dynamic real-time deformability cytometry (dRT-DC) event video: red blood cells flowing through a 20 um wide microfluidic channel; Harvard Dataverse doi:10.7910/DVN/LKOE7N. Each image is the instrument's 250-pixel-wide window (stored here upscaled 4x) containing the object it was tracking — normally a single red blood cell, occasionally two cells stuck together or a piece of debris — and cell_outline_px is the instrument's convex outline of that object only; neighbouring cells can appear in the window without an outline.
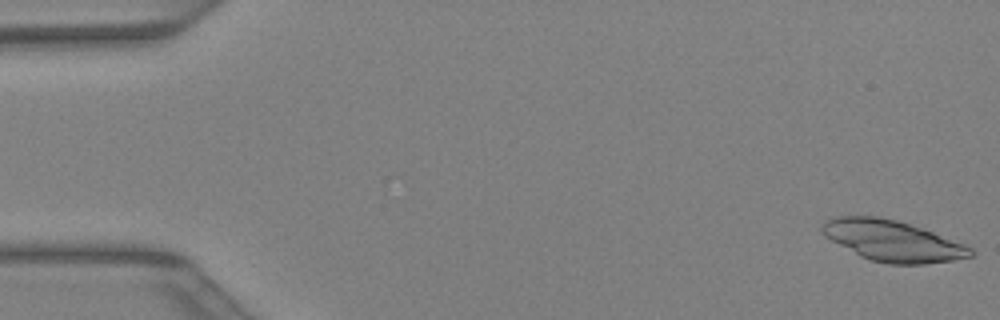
{"species": "Egyptian fruit bat (a non-hibernating species)", "species_latin": "Rousettus aegyptiacus", "temperature_condition": "warm", "stored_images_in_passage": 15, "camera_frame_rate_fps": 3000, "um_per_image_px": 0.085, "animal": {"sex": "female"}, "frame": {"image": 1, "passage_image": 1, "time_ms": 0.0, "image_size_px": [1000, 320], "cell_outline_px": [[972, 256], [952, 260], [924, 264], [888, 264], [872, 260], [860, 256], [824, 236], [820, 232], [820, 228], [828, 220], [836, 216], [876, 216], [896, 220], [932, 232], [964, 244], [972, 248]], "centroid_in_image_um": [75.83, 20.47], "position_along_channel_um": 9.2, "area_um2": 34.85}}
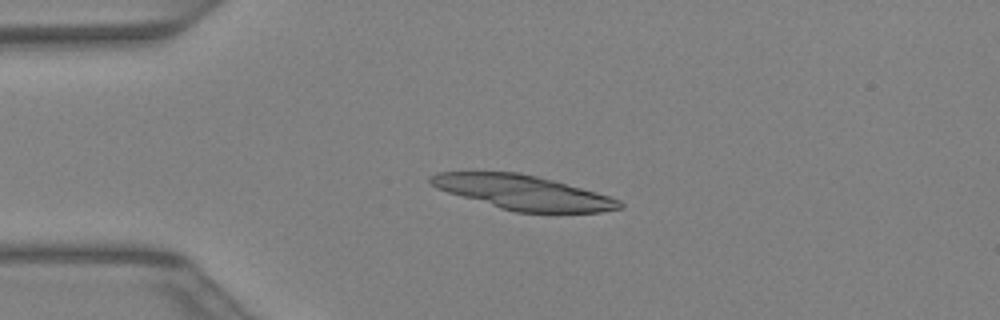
{"frame": {"image": 2, "passage_image": 10, "time_ms": 3.0, "image_size_px": [1000, 320], "cell_outline_px": [[624, 208], [600, 212], [516, 212], [500, 208], [448, 192], [436, 188], [428, 184], [428, 176], [436, 172], [520, 172], [552, 180], [596, 192], [620, 200], [624, 204]], "centroid_in_image_um": [44.43, 16.35], "position_along_channel_um": 40.6, "area_um2": 37.63}}